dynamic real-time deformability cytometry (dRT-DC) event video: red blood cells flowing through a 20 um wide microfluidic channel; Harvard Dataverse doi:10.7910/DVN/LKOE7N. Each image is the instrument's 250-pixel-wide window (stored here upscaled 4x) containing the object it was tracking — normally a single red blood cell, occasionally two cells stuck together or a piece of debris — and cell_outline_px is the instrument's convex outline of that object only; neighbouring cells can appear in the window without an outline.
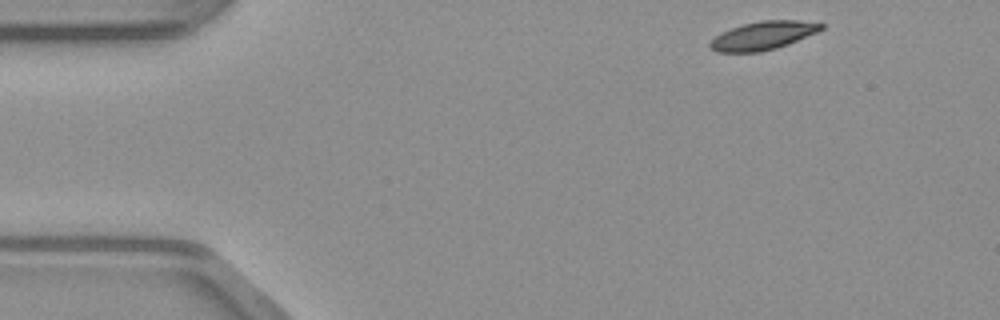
{"species": "common noctule bat (a hibernating species)", "species_latin": "Nyctalus noctula", "temperature_condition": "warm", "stored_images_in_passage": 44, "camera_frame_rate_fps": 3000, "um_per_image_px": 0.085, "animal": {"sex": "male", "body_mass_g": 23.1, "forearm_length_mm": 52.7}, "frame": {"image": 1, "passage_image": 1, "time_ms": 0.0, "image_size_px": [1000, 320], "cell_outline_px": [[824, 28], [816, 32], [788, 44], [776, 48], [760, 52], [716, 52], [708, 44], [720, 32], [744, 24], [760, 20], [800, 20], [824, 24]], "centroid_in_image_um": [64.85, 3.02], "position_along_channel_um": 20.1, "area_um2": 18.21}}
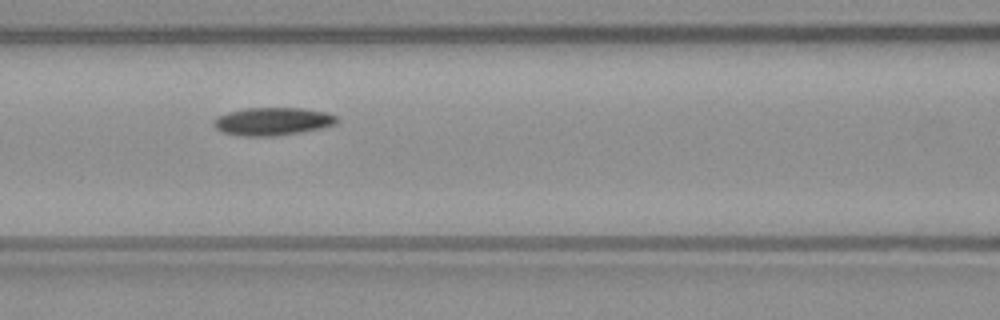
{"frame": {"image": 2, "passage_image": 16, "time_ms": 5.0, "image_size_px": [1000, 320], "cell_outline_px": [[340, 120], [336, 124], [324, 128], [276, 136], [240, 136], [224, 132], [216, 128], [212, 124], [216, 116], [228, 112], [244, 108], [300, 108], [324, 112], [336, 116]], "centroid_in_image_um": [23.17, 10.32], "position_along_channel_um": 143.4, "area_um2": 20.11}}
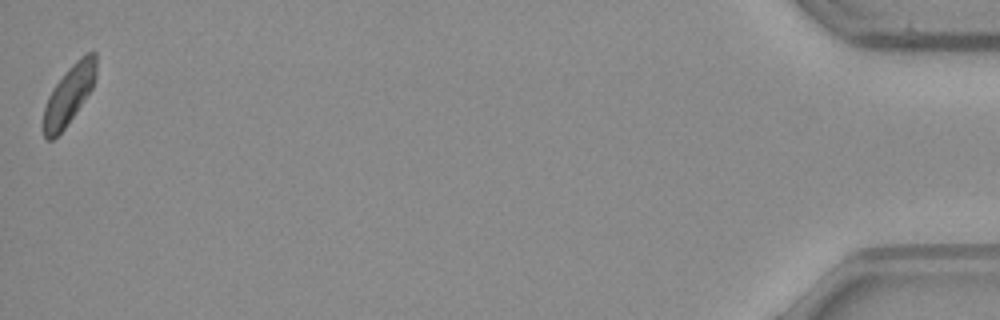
{"frame": {"image": 3, "passage_image": 44, "time_ms": 14.333, "image_size_px": [1000, 320], "cell_outline_px": [[96, 76], [92, 88], [76, 112], [64, 128], [52, 140], [44, 140], [44, 108], [48, 96], [52, 88], [68, 68], [80, 56], [88, 52], [96, 52]], "centroid_in_image_um": [5.87, 8.03], "position_along_channel_um": 429.3, "area_um2": 17.92}}